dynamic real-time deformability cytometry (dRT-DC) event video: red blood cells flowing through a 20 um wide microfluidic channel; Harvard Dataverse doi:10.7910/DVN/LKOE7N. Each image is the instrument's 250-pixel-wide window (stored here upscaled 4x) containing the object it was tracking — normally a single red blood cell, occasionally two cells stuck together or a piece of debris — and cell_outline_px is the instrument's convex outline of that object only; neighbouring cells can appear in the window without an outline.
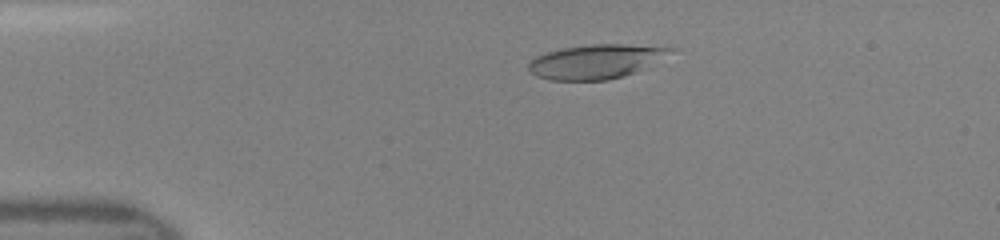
{"species": "human", "species_latin": "Homo sapiens", "temperature_condition": "room temperature", "stored_images_in_passage": 38, "camera_frame_rate_fps": 3000, "um_per_image_px": 0.085, "donor": {"sex": "female"}, "frame": {"image": 1, "passage_image": 1, "time_ms": 0.0, "image_size_px": [1000, 240], "cell_outline_px": [[680, 48], [636, 72], [624, 76], [608, 80], [552, 80], [536, 76], [528, 68], [528, 64], [536, 56], [548, 52], [564, 48], [588, 44], [624, 44]], "centroid_in_image_um": [50.67, 5.22], "position_along_channel_um": 34.3, "area_um2": 28.09}}
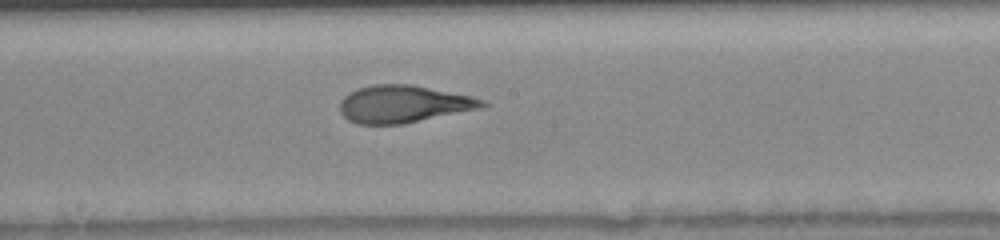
{"frame": {"image": 2, "passage_image": 17, "time_ms": 5.333, "image_size_px": [1000, 240], "cell_outline_px": [[488, 104], [480, 108], [404, 124], [356, 124], [348, 120], [340, 112], [340, 100], [348, 92], [356, 88], [372, 84], [412, 84], [472, 96], [484, 100]], "centroid_in_image_um": [34.25, 8.83], "position_along_channel_um": 213.9, "area_um2": 31.15}}
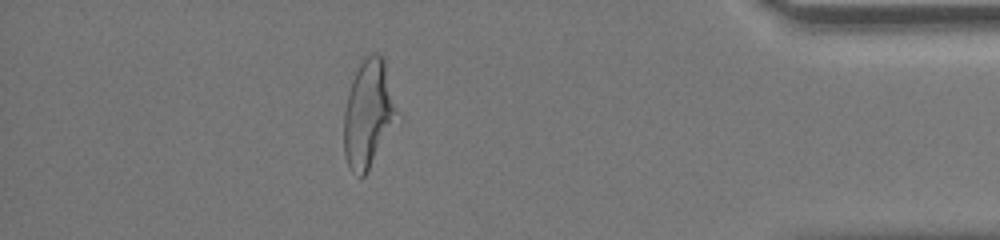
{"frame": {"image": 3, "passage_image": 33, "time_ms": 10.667, "image_size_px": [1000, 240], "cell_outline_px": [[404, 120], [364, 176], [360, 176], [352, 172], [344, 156], [344, 112], [348, 92], [352, 80], [360, 60], [364, 56], [372, 52], [376, 52], [384, 56], [404, 116]], "centroid_in_image_um": [31.46, 9.64], "position_along_channel_um": 403.7, "area_um2": 36.07}}